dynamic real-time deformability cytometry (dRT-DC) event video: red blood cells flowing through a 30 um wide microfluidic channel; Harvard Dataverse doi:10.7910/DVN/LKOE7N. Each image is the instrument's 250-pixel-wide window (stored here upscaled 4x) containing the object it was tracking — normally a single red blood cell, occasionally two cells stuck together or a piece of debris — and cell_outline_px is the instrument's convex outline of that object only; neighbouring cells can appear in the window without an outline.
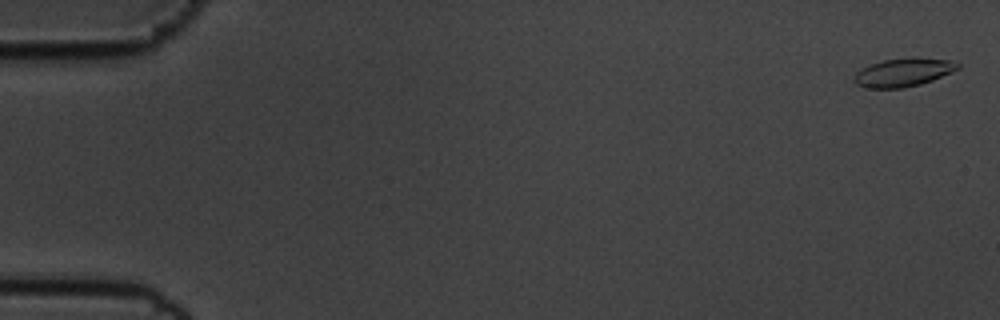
{"species": "common noctule bat (a hibernating species)", "species_latin": "Nyctalus noctula", "temperature_condition": "cold", "stored_images_in_passage": 58, "camera_frame_rate_fps": 3000, "um_per_image_px": 0.085, "animal": {"sex": "male", "body_mass_g": 19.5, "forearm_length_mm": 54.6}, "frame": {"image": 1, "passage_image": 2, "time_ms": 0.333, "image_size_px": [1000, 320], "cell_outline_px": [[960, 68], [932, 80], [920, 84], [904, 88], [864, 88], [856, 84], [852, 80], [856, 72], [860, 68], [884, 60], [948, 60], [960, 64]], "centroid_in_image_um": [76.69, 6.21], "position_along_channel_um": 8.3, "area_um2": 16.36}}
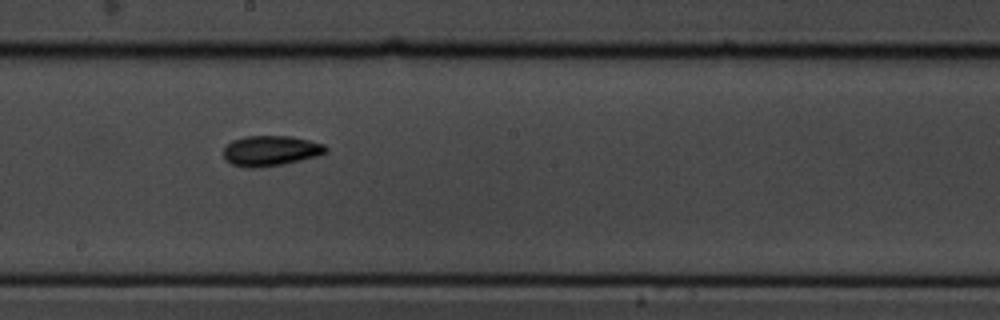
{"frame": {"image": 2, "passage_image": 33, "time_ms": 10.667, "image_size_px": [1000, 320], "cell_outline_px": [[328, 152], [320, 156], [284, 164], [256, 168], [244, 168], [232, 164], [224, 160], [224, 148], [232, 140], [244, 136], [292, 136], [324, 144], [328, 148]], "centroid_in_image_um": [23.02, 12.82], "position_along_channel_um": 225.2, "area_um2": 18.38}}
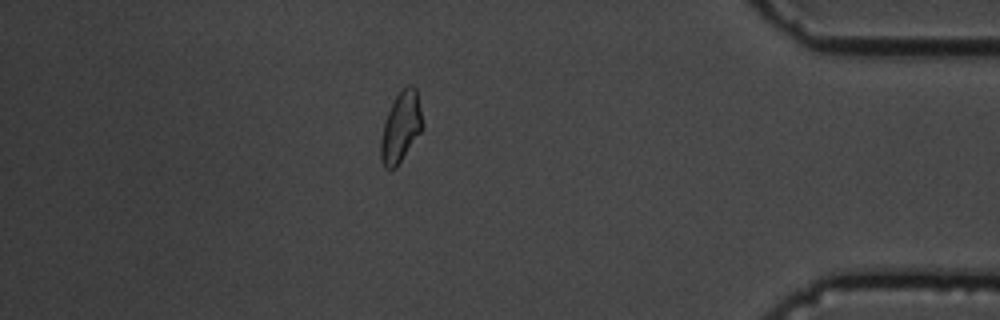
{"frame": {"image": 3, "passage_image": 51, "time_ms": 16.667, "image_size_px": [1000, 320], "cell_outline_px": [[424, 128], [396, 168], [388, 172], [384, 168], [380, 160], [380, 140], [384, 124], [388, 112], [396, 96], [408, 84], [416, 88], [424, 124]], "centroid_in_image_um": [34.07, 10.87], "position_along_channel_um": 401.1, "area_um2": 17.28}, "authors_computed_cell_mechanics": {"area_um2": 17.1088, "velocity_mm_per_s": 3.5256, "shape_relaxation_time_tau1_ms": 3.377, "shape_relaxation_time_tau2_ms": 2.9565, "deformation_change_tau1": 0.1028, "deformation_change_tau2": 0.0769}}